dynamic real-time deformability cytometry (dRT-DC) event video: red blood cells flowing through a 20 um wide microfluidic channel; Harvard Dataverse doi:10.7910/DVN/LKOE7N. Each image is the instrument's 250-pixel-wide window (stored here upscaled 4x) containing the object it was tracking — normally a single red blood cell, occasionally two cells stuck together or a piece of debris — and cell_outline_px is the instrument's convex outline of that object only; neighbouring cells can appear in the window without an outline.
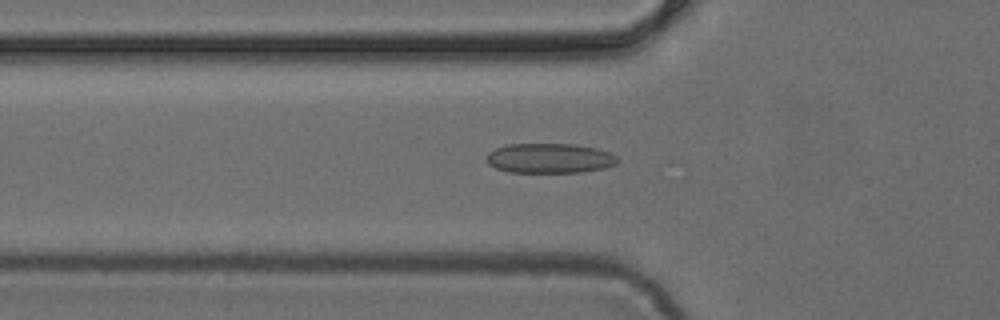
{"species": "common noctule bat (a hibernating species)", "species_latin": "Nyctalus noctula", "temperature_condition": "cold", "stored_images_in_passage": 49, "camera_frame_rate_fps": 3000, "um_per_image_px": 0.085, "animal": {"sex": "female", "body_mass_g": 24.6, "forearm_length_mm": 56.2}, "frame": {"image": 1, "passage_image": 17, "time_ms": 5.333, "image_size_px": [1000, 320], "cell_outline_px": [[620, 160], [616, 164], [604, 168], [580, 172], [508, 172], [496, 168], [488, 164], [484, 156], [488, 152], [496, 148], [508, 144], [576, 144], [596, 148], [608, 152], [616, 156]], "centroid_in_image_um": [46.69, 13.45], "position_along_channel_um": 79.1, "area_um2": 22.89}}
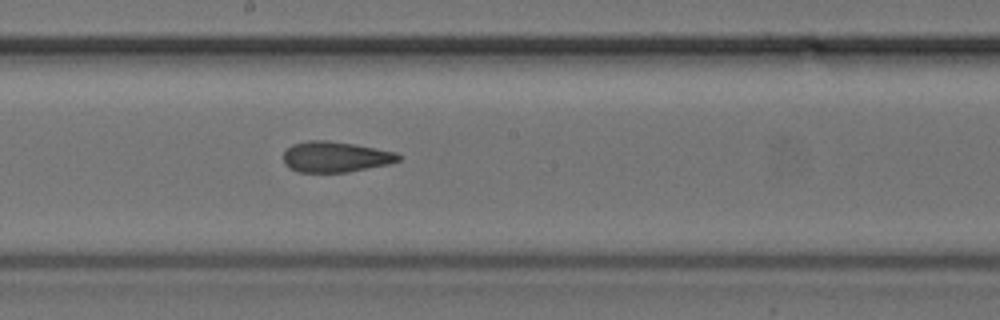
{"frame": {"image": 2, "passage_image": 27, "time_ms": 8.667, "image_size_px": [1000, 320], "cell_outline_px": [[404, 156], [400, 160], [388, 164], [348, 172], [296, 172], [288, 168], [284, 164], [284, 152], [292, 144], [308, 140], [328, 140], [352, 144], [396, 152]], "centroid_in_image_um": [28.5, 13.34], "position_along_channel_um": 219.7, "area_um2": 20.63}}
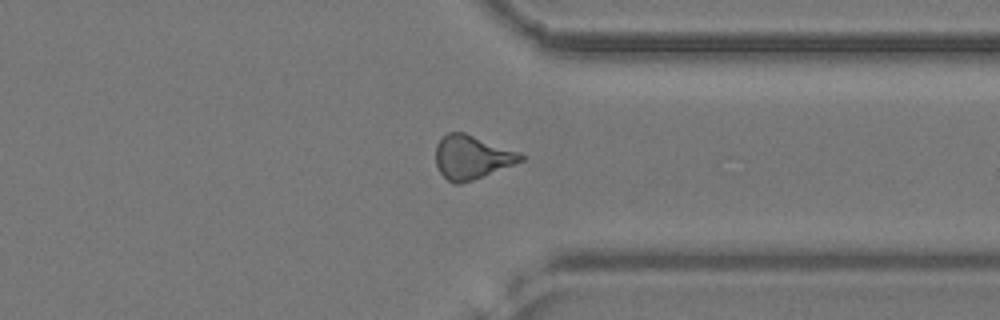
{"frame": {"image": 3, "passage_image": 38, "time_ms": 12.333, "image_size_px": [1000, 320], "cell_outline_px": [[524, 160], [484, 176], [460, 184], [456, 184], [448, 180], [440, 172], [436, 164], [436, 144], [448, 132], [464, 132], [520, 152], [524, 156]], "centroid_in_image_um": [40.1, 13.36], "position_along_channel_um": 371.3, "area_um2": 21.5}}